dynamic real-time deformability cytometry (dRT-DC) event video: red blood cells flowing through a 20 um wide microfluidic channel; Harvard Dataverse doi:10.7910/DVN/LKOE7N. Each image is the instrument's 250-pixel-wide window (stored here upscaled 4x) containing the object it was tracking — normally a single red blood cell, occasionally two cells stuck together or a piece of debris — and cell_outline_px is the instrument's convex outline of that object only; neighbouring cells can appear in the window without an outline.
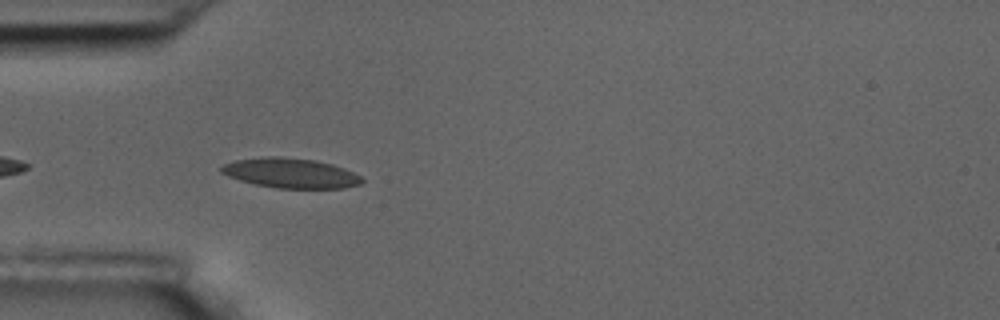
{"species": "common noctule bat (a hibernating species)", "species_latin": "Nyctalus noctula", "temperature_condition": "room temperature", "stored_images_in_passage": 12, "camera_frame_rate_fps": 3000, "um_per_image_px": 0.085, "animal": {"sex": "male", "body_mass_g": 17.5, "forearm_length_mm": 52.3}, "frame": {"image": 1, "passage_image": 3, "time_ms": 0.667, "image_size_px": [1000, 320], "cell_outline_px": [[364, 180], [360, 184], [344, 188], [276, 188], [256, 184], [240, 180], [228, 176], [220, 172], [220, 168], [224, 164], [236, 160], [268, 156], [280, 156], [316, 160], [332, 164], [344, 168], [360, 176]], "centroid_in_image_um": [24.7, 14.71], "position_along_channel_um": 60.3, "area_um2": 24.39}}
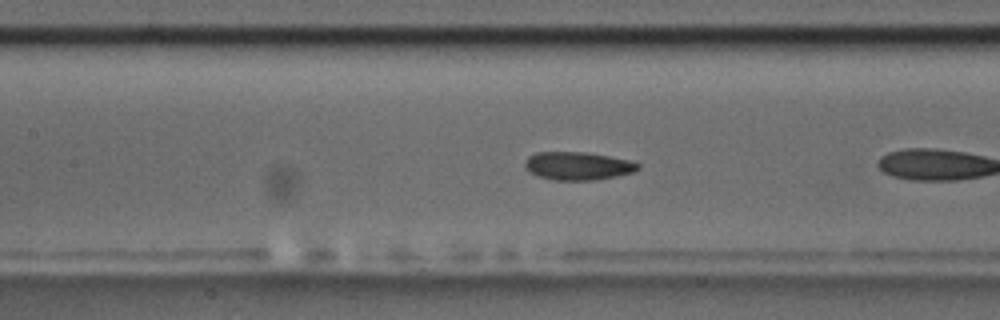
{"frame": {"image": 2, "passage_image": 9, "time_ms": 2.667, "image_size_px": [1000, 320], "cell_outline_px": [[640, 168], [632, 172], [616, 176], [596, 180], [552, 180], [528, 172], [524, 168], [524, 160], [528, 156], [536, 152], [584, 152], [608, 156], [628, 160], [640, 164]], "centroid_in_image_um": [49.06, 14.1], "position_along_channel_um": 158.3, "area_um2": 18.55}}